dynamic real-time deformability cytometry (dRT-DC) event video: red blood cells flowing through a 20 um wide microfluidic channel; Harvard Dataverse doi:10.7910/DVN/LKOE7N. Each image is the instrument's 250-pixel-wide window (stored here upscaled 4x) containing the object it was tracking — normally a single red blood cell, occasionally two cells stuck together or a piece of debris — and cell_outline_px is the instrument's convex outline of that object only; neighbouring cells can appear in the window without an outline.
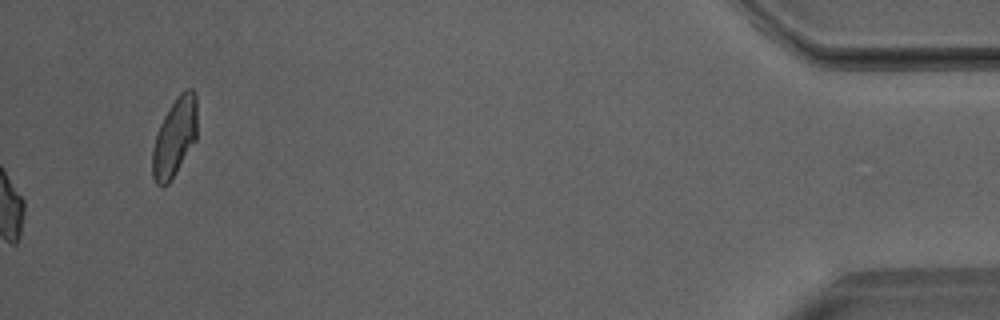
{"species": "Egyptian fruit bat (a non-hibernating species)", "species_latin": "Rousettus aegyptiacus", "temperature_condition": "room temperature", "stored_images_in_passage": 35, "camera_frame_rate_fps": 3000, "um_per_image_px": 0.085, "animal": {"sex": "male"}, "frame": {"image": 1, "passage_image": 35, "time_ms": 11.333, "image_size_px": [1000, 320], "cell_outline_px": [[196, 136], [172, 176], [164, 184], [160, 184], [156, 180], [152, 172], [152, 160], [156, 140], [160, 128], [168, 112], [176, 100], [184, 92], [192, 92], [196, 120]], "centroid_in_image_um": [14.82, 11.73], "position_along_channel_um": 420.4, "area_um2": 17.92}}